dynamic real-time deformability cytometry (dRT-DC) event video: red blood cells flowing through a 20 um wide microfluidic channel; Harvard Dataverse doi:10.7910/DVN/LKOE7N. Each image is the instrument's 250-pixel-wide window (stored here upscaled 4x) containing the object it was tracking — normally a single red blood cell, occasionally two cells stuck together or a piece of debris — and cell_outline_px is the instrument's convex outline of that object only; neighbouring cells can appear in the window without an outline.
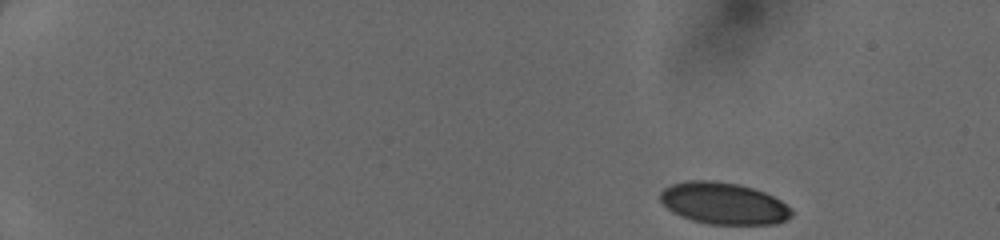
{"species": "human", "species_latin": "Homo sapiens", "temperature_condition": "cold", "stored_images_in_passage": 44, "camera_frame_rate_fps": 3000, "um_per_image_px": 0.085, "donor": {"sex": "female"}, "frame": {"image": 1, "passage_image": 1, "time_ms": 0.0, "image_size_px": [1000, 240], "cell_outline_px": [[792, 216], [776, 224], [708, 224], [692, 220], [680, 216], [672, 212], [660, 200], [660, 192], [664, 188], [672, 184], [688, 180], [712, 180], [740, 184], [764, 192], [780, 200], [792, 208]], "centroid_in_image_um": [61.5, 17.28], "position_along_channel_um": 23.5, "area_um2": 32.02}}
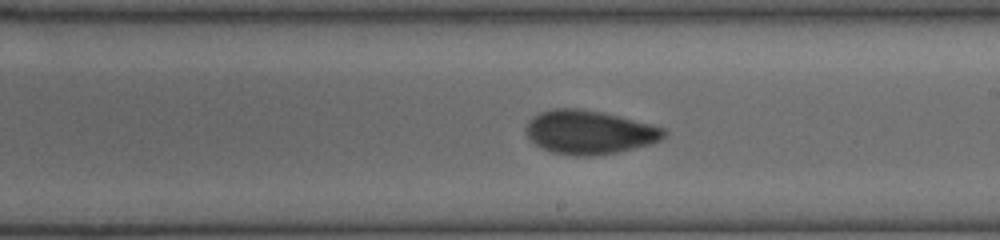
{"frame": {"image": 2, "passage_image": 26, "time_ms": 8.333, "image_size_px": [1000, 240], "cell_outline_px": [[668, 136], [652, 144], [620, 152], [596, 156], [576, 156], [552, 152], [540, 148], [524, 132], [524, 128], [528, 120], [540, 112], [552, 108], [580, 108], [620, 116], [652, 124], [664, 128], [668, 132]], "centroid_in_image_um": [50.11, 11.24], "position_along_channel_um": 238.9, "area_um2": 35.72}}
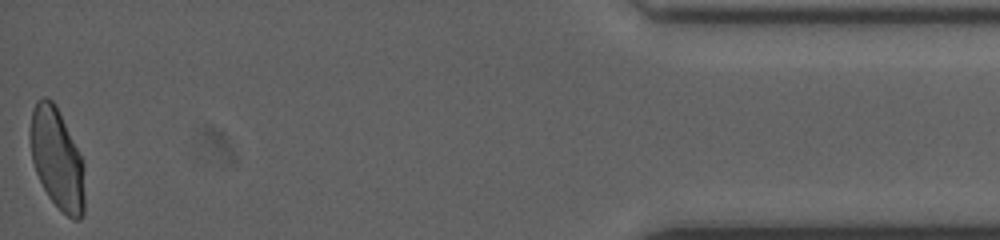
{"frame": {"image": 3, "passage_image": 44, "time_ms": 14.333, "image_size_px": [1000, 240], "cell_outline_px": [[84, 212], [80, 220], [72, 220], [48, 196], [36, 172], [32, 160], [32, 112], [36, 100], [44, 96], [52, 100], [56, 104], [84, 164]], "centroid_in_image_um": [4.88, 13.52], "position_along_channel_um": 430.3, "area_um2": 31.33}}